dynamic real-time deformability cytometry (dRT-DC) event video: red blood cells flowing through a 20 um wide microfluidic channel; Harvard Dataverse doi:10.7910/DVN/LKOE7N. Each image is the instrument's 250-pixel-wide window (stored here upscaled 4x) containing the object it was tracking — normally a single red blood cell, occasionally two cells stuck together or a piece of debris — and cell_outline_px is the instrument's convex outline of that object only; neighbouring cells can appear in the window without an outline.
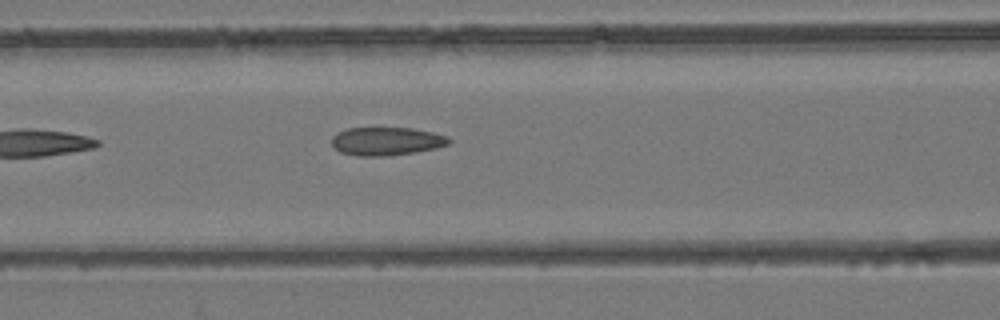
{"species": "common noctule bat (a hibernating species)", "species_latin": "Nyctalus noctula", "temperature_condition": "room temperature", "stored_images_in_passage": 6, "camera_frame_rate_fps": 3000, "um_per_image_px": 0.085, "animal": {"sex": "female", "body_mass_g": 24.6, "forearm_length_mm": 56.2}, "frame": {"image": 1, "passage_image": 6, "time_ms": 6.0, "image_size_px": [1000, 320], "cell_outline_px": [[452, 140], [448, 144], [436, 148], [416, 152], [388, 156], [356, 156], [340, 152], [332, 144], [332, 136], [336, 132], [348, 128], [412, 128], [432, 132], [448, 136]], "centroid_in_image_um": [32.85, 12.01], "position_along_channel_um": 133.8, "area_um2": 19.42}}